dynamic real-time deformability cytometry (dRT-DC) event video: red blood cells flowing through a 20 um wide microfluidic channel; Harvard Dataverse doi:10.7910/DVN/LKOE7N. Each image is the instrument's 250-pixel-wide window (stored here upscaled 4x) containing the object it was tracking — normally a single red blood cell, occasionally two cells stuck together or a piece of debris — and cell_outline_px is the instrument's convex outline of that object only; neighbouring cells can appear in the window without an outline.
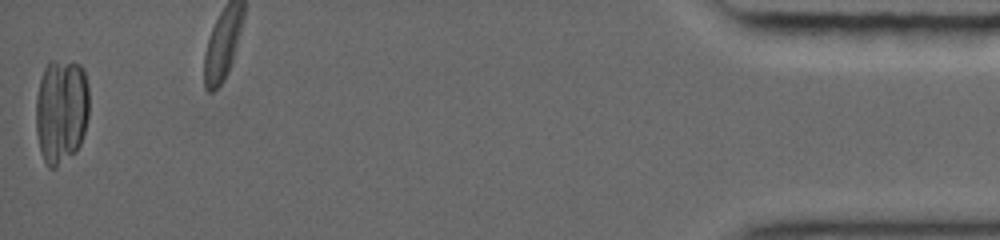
{"species": "common noctule bat (a hibernating species)", "species_latin": "Nyctalus noctula", "temperature_condition": "warm", "stored_images_in_passage": 47, "segment_of_instrument_passage": [2, 2], "camera_frame_rate_fps": 5000, "um_per_image_px": 0.085, "animal": {"sex": "female", "body_mass_g": 19.0, "forearm_length_mm": 56.7}, "frame": {"image": 1, "passage_image": 46, "time_ms": 11.4, "image_size_px": [1000, 240], "cell_outline_px": [[88, 116], [84, 132], [80, 144], [76, 152], [56, 168], [48, 168], [40, 152], [36, 132], [36, 96], [40, 80], [44, 68], [52, 60], [80, 64], [84, 68], [88, 88]], "centroid_in_image_um": [5.2, 9.45], "position_along_channel_um": 430.0, "area_um2": 32.95}}